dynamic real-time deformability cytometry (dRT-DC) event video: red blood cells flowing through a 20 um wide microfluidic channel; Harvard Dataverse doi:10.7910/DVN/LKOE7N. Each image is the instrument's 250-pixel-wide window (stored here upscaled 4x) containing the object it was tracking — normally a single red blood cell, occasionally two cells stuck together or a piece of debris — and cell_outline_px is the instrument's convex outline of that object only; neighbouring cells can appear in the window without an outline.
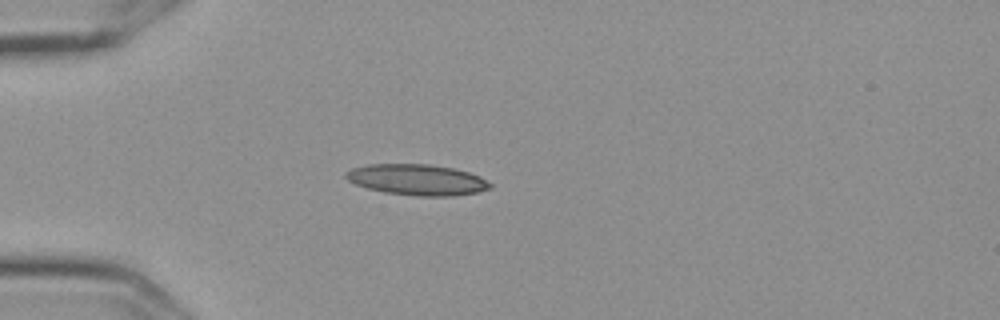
{"species": "Egyptian fruit bat (a non-hibernating species)", "species_latin": "Rousettus aegyptiacus", "temperature_condition": "cold", "stored_images_in_passage": 41, "camera_frame_rate_fps": 3000, "um_per_image_px": 0.085, "frame": {"image": 1, "passage_image": 1, "time_ms": 0.0, "image_size_px": [1000, 320], "cell_outline_px": [[492, 188], [476, 192], [452, 196], [420, 196], [384, 192], [368, 188], [356, 184], [348, 180], [344, 176], [344, 172], [352, 168], [368, 164], [428, 164], [452, 168], [468, 172], [480, 176], [492, 184]], "centroid_in_image_um": [35.44, 15.27], "position_along_channel_um": 49.6, "area_um2": 25.89}}
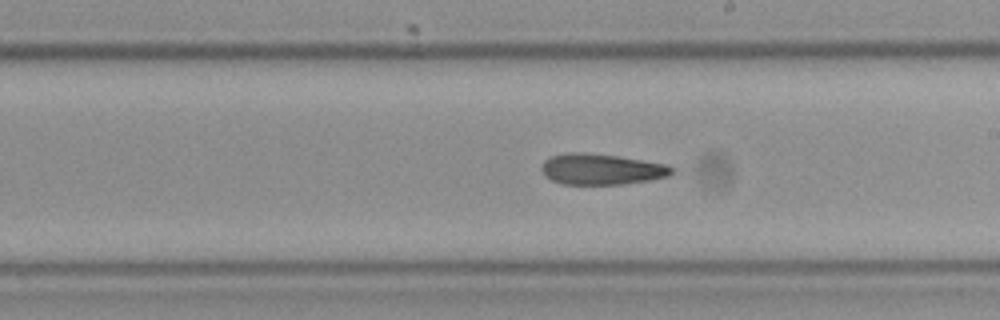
{"frame": {"image": 2, "passage_image": 18, "time_ms": 5.667, "image_size_px": [1000, 320], "cell_outline_px": [[676, 172], [668, 176], [648, 180], [624, 184], [560, 184], [544, 176], [540, 168], [544, 160], [552, 156], [568, 152], [584, 152], [616, 156], [664, 164], [676, 168]], "centroid_in_image_um": [51.1, 14.39], "position_along_channel_um": 237.9, "area_um2": 23.47}}
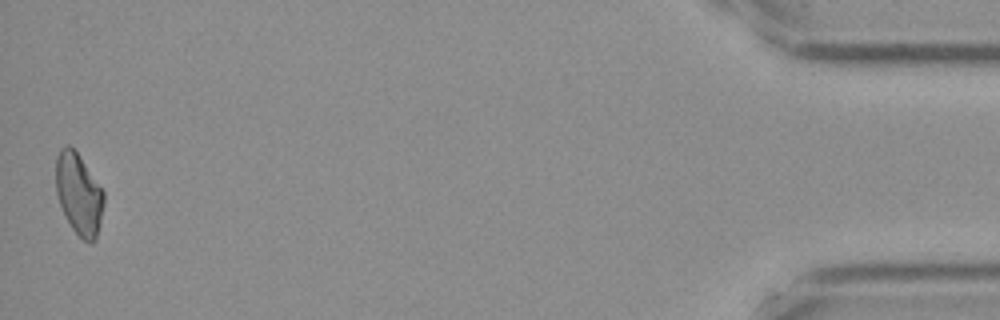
{"frame": {"image": 3, "passage_image": 41, "time_ms": 13.333, "image_size_px": [1000, 320], "cell_outline_px": [[104, 204], [100, 224], [96, 240], [92, 244], [84, 240], [72, 228], [60, 204], [56, 192], [56, 156], [60, 148], [68, 144], [76, 152], [104, 192]], "centroid_in_image_um": [6.7, 16.51], "position_along_channel_um": 428.5, "area_um2": 22.43}, "authors_computed_cell_mechanics": {"area_um2": 23.9292, "velocity_mm_per_s": 3.6097, "shape_relaxation_time_tau1_ms": 9.4923, "shape_relaxation_time_tau2_ms": 8.5829, "deformation_change_tau1": 0.1727, "deformation_change_tau2": 0.1863}}